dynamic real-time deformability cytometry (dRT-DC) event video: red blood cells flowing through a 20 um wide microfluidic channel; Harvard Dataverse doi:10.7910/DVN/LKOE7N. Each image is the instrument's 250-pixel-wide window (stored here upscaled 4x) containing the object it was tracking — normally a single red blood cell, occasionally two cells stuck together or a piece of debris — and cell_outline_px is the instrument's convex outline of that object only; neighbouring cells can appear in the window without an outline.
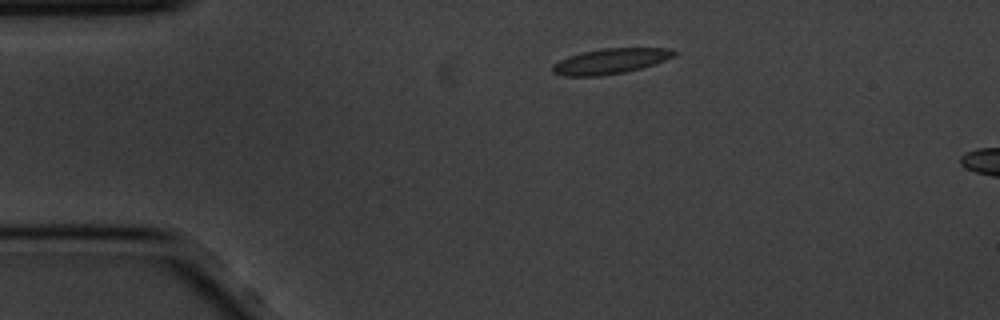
{"species": "common noctule bat (a hibernating species)", "species_latin": "Nyctalus noctula", "temperature_condition": "cold", "stored_images_in_passage": 5, "camera_frame_rate_fps": 3000, "um_per_image_px": 0.085, "animal": {"sex": "male", "body_mass_g": 20.1, "forearm_length_mm": 53.5}, "frame": {"image": 1, "passage_image": 1, "time_ms": 0.0, "image_size_px": [1000, 320], "cell_outline_px": [[680, 52], [664, 60], [640, 68], [624, 72], [600, 76], [564, 76], [552, 72], [552, 64], [568, 56], [584, 52], [604, 48], [672, 48]], "centroid_in_image_um": [51.87, 5.19], "position_along_channel_um": 33.1, "area_um2": 17.8}}